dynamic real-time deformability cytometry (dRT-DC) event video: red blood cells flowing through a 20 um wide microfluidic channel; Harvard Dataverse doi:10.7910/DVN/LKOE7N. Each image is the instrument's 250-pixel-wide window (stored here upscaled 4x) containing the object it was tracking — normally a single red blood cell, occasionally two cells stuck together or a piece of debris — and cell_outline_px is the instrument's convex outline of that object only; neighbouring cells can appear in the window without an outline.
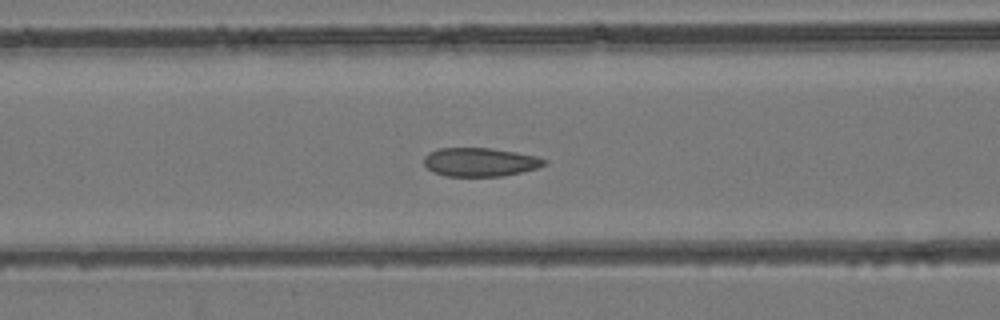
{"species": "common noctule bat (a hibernating species)", "species_latin": "Nyctalus noctula", "temperature_condition": "room temperature", "stored_images_in_passage": 49, "camera_frame_rate_fps": 3000, "um_per_image_px": 0.085, "animal": {"sex": "female", "body_mass_g": 24.6, "forearm_length_mm": 56.2}, "frame": {"image": 1, "passage_image": 20, "time_ms": 6.333, "image_size_px": [1000, 320], "cell_outline_px": [[548, 164], [536, 168], [520, 172], [500, 176], [444, 176], [432, 172], [424, 164], [424, 156], [428, 152], [440, 148], [492, 148], [516, 152], [536, 156], [548, 160]], "centroid_in_image_um": [40.79, 13.77], "position_along_channel_um": 125.8, "area_um2": 20.17}}
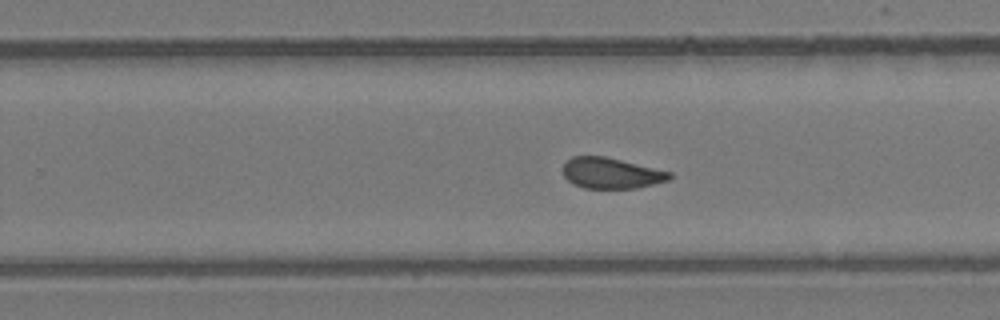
{"frame": {"image": 2, "passage_image": 31, "time_ms": 10.0, "image_size_px": [1000, 320], "cell_outline_px": [[672, 176], [668, 180], [636, 188], [584, 188], [572, 184], [564, 176], [564, 160], [572, 156], [604, 156], [672, 172]], "centroid_in_image_um": [51.92, 14.71], "position_along_channel_um": 277.9, "area_um2": 19.07}}
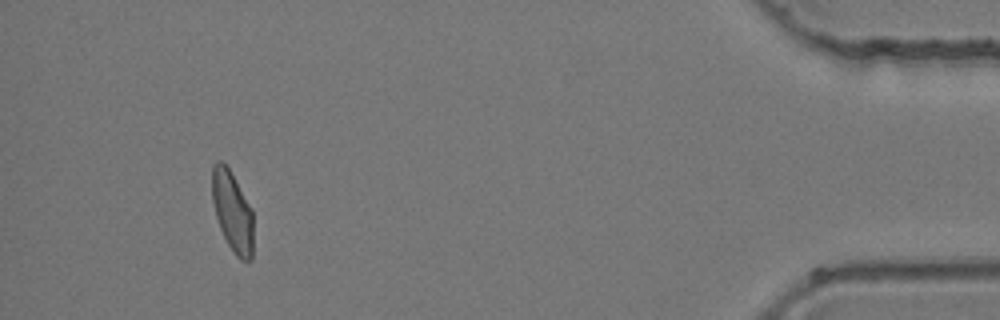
{"frame": {"image": 3, "passage_image": 46, "time_ms": 15.0, "image_size_px": [1000, 320], "cell_outline_px": [[252, 260], [240, 260], [236, 256], [228, 244], [220, 228], [216, 216], [212, 200], [212, 164], [216, 160], [220, 160], [228, 168], [252, 208]], "centroid_in_image_um": [19.74, 17.97], "position_along_channel_um": 415.5, "area_um2": 19.13}}